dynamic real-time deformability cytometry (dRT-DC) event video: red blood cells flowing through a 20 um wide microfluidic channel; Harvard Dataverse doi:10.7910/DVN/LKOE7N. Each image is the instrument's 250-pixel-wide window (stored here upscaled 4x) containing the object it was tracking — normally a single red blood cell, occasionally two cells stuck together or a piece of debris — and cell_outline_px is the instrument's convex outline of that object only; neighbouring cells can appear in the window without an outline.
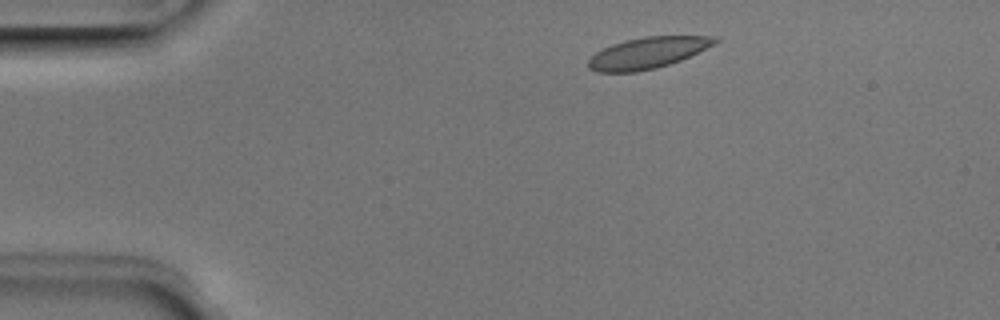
{"species": "Egyptian fruit bat (a non-hibernating species)", "species_latin": "Rousettus aegyptiacus", "temperature_condition": "room temperature", "stored_images_in_passage": 6, "camera_frame_rate_fps": 3000, "um_per_image_px": 0.085, "animal": {"sex": "male"}, "frame": {"image": 1, "passage_image": 2, "time_ms": 0.333, "image_size_px": [1000, 320], "cell_outline_px": [[720, 40], [716, 44], [680, 60], [656, 68], [636, 72], [596, 72], [588, 68], [588, 60], [596, 52], [612, 44], [624, 40], [644, 36], [720, 36]], "centroid_in_image_um": [55.07, 4.48], "position_along_channel_um": 29.9, "area_um2": 23.12}}
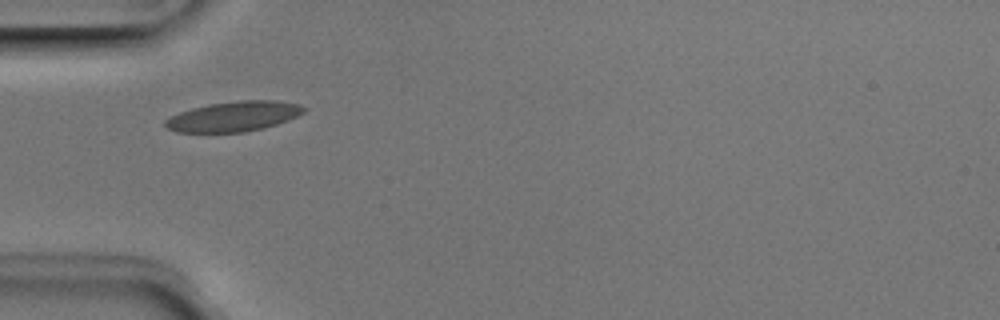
{"frame": {"image": 2, "passage_image": 4, "time_ms": 1.0, "image_size_px": [1000, 320], "cell_outline_px": [[308, 108], [304, 112], [288, 120], [264, 128], [244, 132], [176, 132], [168, 128], [164, 124], [164, 120], [180, 112], [192, 108], [208, 104], [236, 100], [276, 100], [300, 104]], "centroid_in_image_um": [19.89, 9.88], "position_along_channel_um": 65.1, "area_um2": 24.33}}
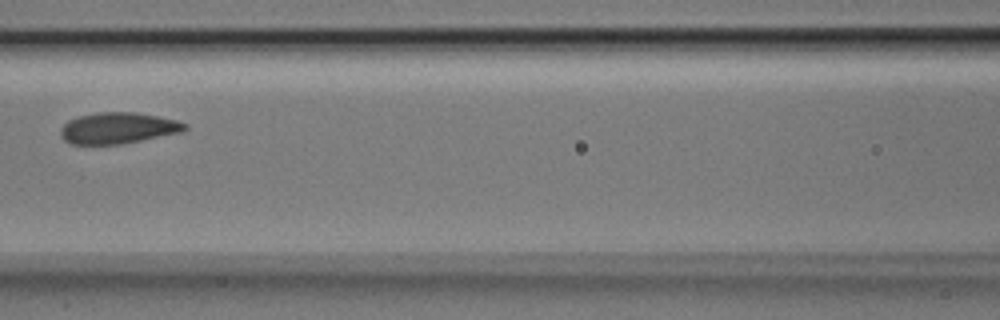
{"frame": {"image": 3, "passage_image": 6, "time_ms": 1.667, "image_size_px": [1000, 320], "cell_outline_px": [[188, 128], [180, 132], [120, 144], [68, 144], [60, 136], [60, 128], [68, 120], [80, 116], [96, 112], [136, 112], [176, 120], [188, 124]], "centroid_in_image_um": [9.99, 10.88], "position_along_channel_um": 156.6, "area_um2": 22.48}}